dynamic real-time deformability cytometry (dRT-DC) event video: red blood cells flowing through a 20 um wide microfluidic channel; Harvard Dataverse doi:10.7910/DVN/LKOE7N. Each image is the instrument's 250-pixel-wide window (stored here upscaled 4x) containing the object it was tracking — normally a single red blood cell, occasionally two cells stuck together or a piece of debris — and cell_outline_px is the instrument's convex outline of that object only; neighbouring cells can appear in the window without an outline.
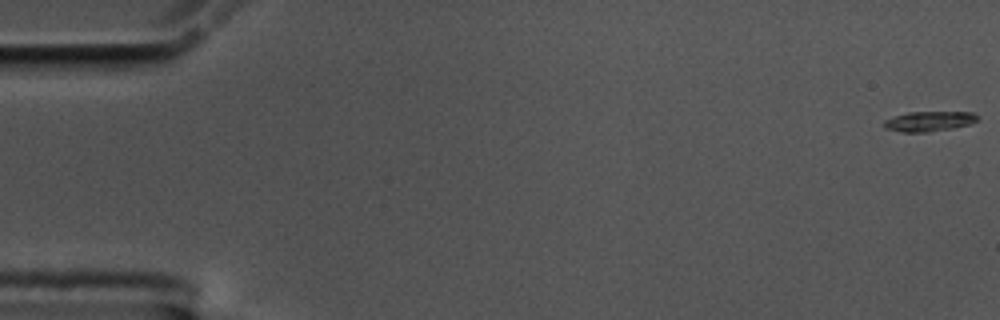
{"species": "common noctule bat (a hibernating species)", "species_latin": "Nyctalus noctula", "temperature_condition": "cold", "stored_images_in_passage": 9, "camera_frame_rate_fps": 3000, "um_per_image_px": 0.085, "animal": {"sex": "male", "body_mass_g": 17.5, "forearm_length_mm": 52.3}, "frame": {"image": 1, "passage_image": 1, "time_ms": 0.0, "image_size_px": [1000, 320], "cell_outline_px": [[980, 120], [968, 124], [952, 128], [928, 132], [900, 132], [884, 128], [884, 120], [892, 116], [908, 112], [972, 112], [980, 116]], "centroid_in_image_um": [78.97, 10.3], "position_along_channel_um": 6.0, "area_um2": 11.04}}